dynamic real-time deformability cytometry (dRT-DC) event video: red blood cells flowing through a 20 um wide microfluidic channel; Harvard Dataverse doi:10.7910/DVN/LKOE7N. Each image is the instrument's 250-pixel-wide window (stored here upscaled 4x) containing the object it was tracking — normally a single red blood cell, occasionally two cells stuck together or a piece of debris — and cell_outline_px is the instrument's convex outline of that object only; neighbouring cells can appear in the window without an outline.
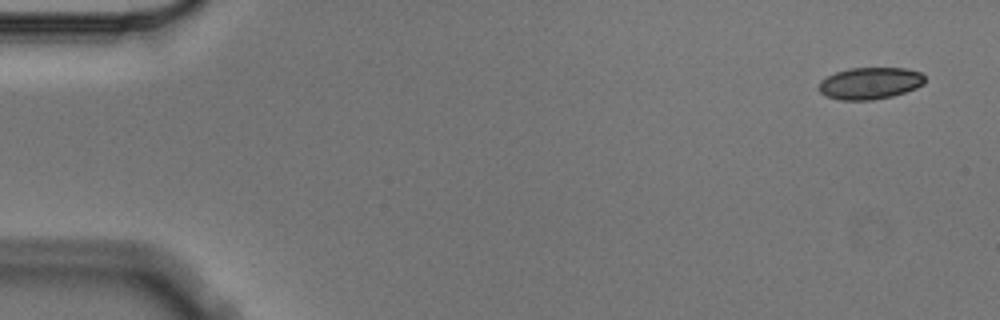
{"species": "Egyptian fruit bat (a non-hibernating species)", "species_latin": "Rousettus aegyptiacus", "temperature_condition": "cold", "stored_images_in_passage": 4, "camera_frame_rate_fps": 3000, "um_per_image_px": 0.085, "animal": {"sex": "male"}, "frame": {"image": 1, "passage_image": 1, "time_ms": 0.0, "image_size_px": [1000, 320], "cell_outline_px": [[924, 84], [916, 88], [892, 96], [872, 100], [840, 100], [824, 96], [816, 88], [820, 80], [836, 72], [852, 68], [904, 68], [920, 72], [924, 76]], "centroid_in_image_um": [73.9, 7.08], "position_along_channel_um": 11.1, "area_um2": 19.77}}
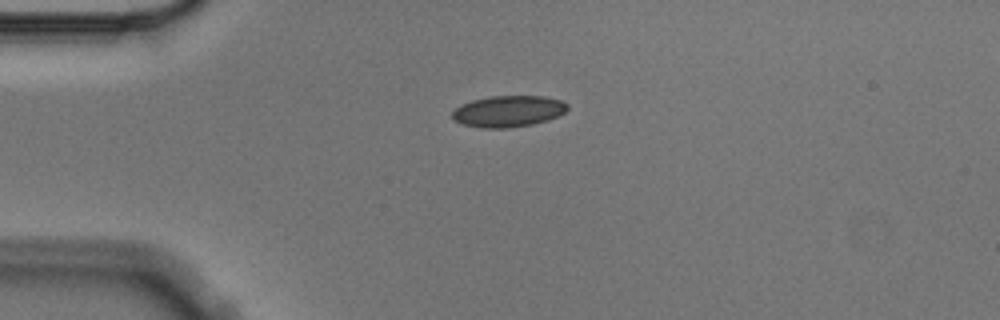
{"frame": {"image": 2, "passage_image": 4, "time_ms": 1.0, "image_size_px": [1000, 320], "cell_outline_px": [[568, 108], [564, 112], [548, 120], [532, 124], [508, 128], [484, 128], [464, 124], [452, 120], [452, 112], [456, 108], [472, 100], [488, 96], [544, 96], [560, 100], [568, 104]], "centroid_in_image_um": [43.2, 9.45], "position_along_channel_um": 41.8, "area_um2": 20.92}}